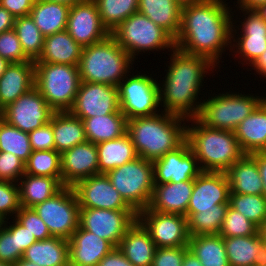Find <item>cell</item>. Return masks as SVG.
Instances as JSON below:
<instances>
[{"label":"cell","instance_id":"1","mask_svg":"<svg viewBox=\"0 0 266 266\" xmlns=\"http://www.w3.org/2000/svg\"><path fill=\"white\" fill-rule=\"evenodd\" d=\"M226 1L229 0H204L182 7L175 47L190 55L207 57L219 69H225L220 63L231 52L233 2Z\"/></svg>","mask_w":266,"mask_h":266},{"label":"cell","instance_id":"2","mask_svg":"<svg viewBox=\"0 0 266 266\" xmlns=\"http://www.w3.org/2000/svg\"><path fill=\"white\" fill-rule=\"evenodd\" d=\"M167 55L169 58L166 55L163 58L170 60L163 61L167 64L164 73L158 71L160 77H157L160 78L158 85L161 109L185 119L197 118L205 98L203 90L208 89L205 88L208 87L207 79L210 81L211 76L213 78L216 73H222L221 69L207 57L190 55L176 47Z\"/></svg>","mask_w":266,"mask_h":266},{"label":"cell","instance_id":"3","mask_svg":"<svg viewBox=\"0 0 266 266\" xmlns=\"http://www.w3.org/2000/svg\"><path fill=\"white\" fill-rule=\"evenodd\" d=\"M186 123L187 119L183 117L161 111L128 120L127 133L137 156L154 161L186 140Z\"/></svg>","mask_w":266,"mask_h":266},{"label":"cell","instance_id":"4","mask_svg":"<svg viewBox=\"0 0 266 266\" xmlns=\"http://www.w3.org/2000/svg\"><path fill=\"white\" fill-rule=\"evenodd\" d=\"M186 141L201 171L226 172L245 155L234 131L208 127L198 118L187 119Z\"/></svg>","mask_w":266,"mask_h":266},{"label":"cell","instance_id":"5","mask_svg":"<svg viewBox=\"0 0 266 266\" xmlns=\"http://www.w3.org/2000/svg\"><path fill=\"white\" fill-rule=\"evenodd\" d=\"M135 62L110 34L106 39L83 48L78 65L80 79L82 82L118 87L135 69Z\"/></svg>","mask_w":266,"mask_h":266},{"label":"cell","instance_id":"6","mask_svg":"<svg viewBox=\"0 0 266 266\" xmlns=\"http://www.w3.org/2000/svg\"><path fill=\"white\" fill-rule=\"evenodd\" d=\"M227 86L230 85H226L225 90L228 89L229 91H225L223 88V91L218 93L220 88L217 87V94L210 90L211 88L204 93L206 99L204 98L202 102L197 118L208 127L234 131L241 121L250 115L266 98V93L264 95L257 93L255 85V91L247 90L249 93L246 90L243 91V89L242 91L239 90L241 88L237 89L230 86L229 89Z\"/></svg>","mask_w":266,"mask_h":266},{"label":"cell","instance_id":"7","mask_svg":"<svg viewBox=\"0 0 266 266\" xmlns=\"http://www.w3.org/2000/svg\"><path fill=\"white\" fill-rule=\"evenodd\" d=\"M111 35L136 63L140 56L166 54L175 48L174 38L162 27L156 25L147 16L136 12L115 28ZM168 51H167V50ZM165 51V52H162ZM143 52V53H142ZM142 54V55H140Z\"/></svg>","mask_w":266,"mask_h":266},{"label":"cell","instance_id":"8","mask_svg":"<svg viewBox=\"0 0 266 266\" xmlns=\"http://www.w3.org/2000/svg\"><path fill=\"white\" fill-rule=\"evenodd\" d=\"M265 50L266 20L261 17L256 9H246L233 6L231 56L229 57L234 58V62H232V64H235L234 67L239 66V68H243L242 70H247Z\"/></svg>","mask_w":266,"mask_h":266},{"label":"cell","instance_id":"9","mask_svg":"<svg viewBox=\"0 0 266 266\" xmlns=\"http://www.w3.org/2000/svg\"><path fill=\"white\" fill-rule=\"evenodd\" d=\"M80 83L78 66L35 62L34 87L55 112L72 108Z\"/></svg>","mask_w":266,"mask_h":266},{"label":"cell","instance_id":"10","mask_svg":"<svg viewBox=\"0 0 266 266\" xmlns=\"http://www.w3.org/2000/svg\"><path fill=\"white\" fill-rule=\"evenodd\" d=\"M157 73H154L153 70L150 73V70L144 71L142 68L140 71L132 70L119 83L120 111L127 120L135 117L152 116L162 111Z\"/></svg>","mask_w":266,"mask_h":266},{"label":"cell","instance_id":"11","mask_svg":"<svg viewBox=\"0 0 266 266\" xmlns=\"http://www.w3.org/2000/svg\"><path fill=\"white\" fill-rule=\"evenodd\" d=\"M123 199L138 213L148 208L154 187L153 161L137 157L106 174Z\"/></svg>","mask_w":266,"mask_h":266},{"label":"cell","instance_id":"12","mask_svg":"<svg viewBox=\"0 0 266 266\" xmlns=\"http://www.w3.org/2000/svg\"><path fill=\"white\" fill-rule=\"evenodd\" d=\"M47 225L52 237L69 240L79 227L80 206L70 186H64L50 199L33 207Z\"/></svg>","mask_w":266,"mask_h":266},{"label":"cell","instance_id":"13","mask_svg":"<svg viewBox=\"0 0 266 266\" xmlns=\"http://www.w3.org/2000/svg\"><path fill=\"white\" fill-rule=\"evenodd\" d=\"M136 220L135 210L80 208L79 226L118 247Z\"/></svg>","mask_w":266,"mask_h":266},{"label":"cell","instance_id":"14","mask_svg":"<svg viewBox=\"0 0 266 266\" xmlns=\"http://www.w3.org/2000/svg\"><path fill=\"white\" fill-rule=\"evenodd\" d=\"M137 220L149 232L157 248L188 246L190 235L186 216L146 208L137 213Z\"/></svg>","mask_w":266,"mask_h":266},{"label":"cell","instance_id":"15","mask_svg":"<svg viewBox=\"0 0 266 266\" xmlns=\"http://www.w3.org/2000/svg\"><path fill=\"white\" fill-rule=\"evenodd\" d=\"M55 111L41 93L33 87L4 108L0 117L23 132H31L48 124Z\"/></svg>","mask_w":266,"mask_h":266},{"label":"cell","instance_id":"16","mask_svg":"<svg viewBox=\"0 0 266 266\" xmlns=\"http://www.w3.org/2000/svg\"><path fill=\"white\" fill-rule=\"evenodd\" d=\"M120 111L118 87L101 83H80L69 112L79 118L108 115Z\"/></svg>","mask_w":266,"mask_h":266},{"label":"cell","instance_id":"17","mask_svg":"<svg viewBox=\"0 0 266 266\" xmlns=\"http://www.w3.org/2000/svg\"><path fill=\"white\" fill-rule=\"evenodd\" d=\"M72 188L80 208L134 210L115 189L106 174L80 180Z\"/></svg>","mask_w":266,"mask_h":266},{"label":"cell","instance_id":"18","mask_svg":"<svg viewBox=\"0 0 266 266\" xmlns=\"http://www.w3.org/2000/svg\"><path fill=\"white\" fill-rule=\"evenodd\" d=\"M66 30L83 48L98 43L111 34L103 25L94 0L71 6Z\"/></svg>","mask_w":266,"mask_h":266},{"label":"cell","instance_id":"19","mask_svg":"<svg viewBox=\"0 0 266 266\" xmlns=\"http://www.w3.org/2000/svg\"><path fill=\"white\" fill-rule=\"evenodd\" d=\"M154 184L194 180L202 171L188 142L153 161Z\"/></svg>","mask_w":266,"mask_h":266},{"label":"cell","instance_id":"20","mask_svg":"<svg viewBox=\"0 0 266 266\" xmlns=\"http://www.w3.org/2000/svg\"><path fill=\"white\" fill-rule=\"evenodd\" d=\"M230 185L225 172L202 171L195 179L189 200L187 218L200 210L216 209L229 203Z\"/></svg>","mask_w":266,"mask_h":266},{"label":"cell","instance_id":"21","mask_svg":"<svg viewBox=\"0 0 266 266\" xmlns=\"http://www.w3.org/2000/svg\"><path fill=\"white\" fill-rule=\"evenodd\" d=\"M99 174L97 145L86 141L61 153V178L64 186Z\"/></svg>","mask_w":266,"mask_h":266},{"label":"cell","instance_id":"22","mask_svg":"<svg viewBox=\"0 0 266 266\" xmlns=\"http://www.w3.org/2000/svg\"><path fill=\"white\" fill-rule=\"evenodd\" d=\"M69 266H97L115 246L80 226L68 240Z\"/></svg>","mask_w":266,"mask_h":266},{"label":"cell","instance_id":"23","mask_svg":"<svg viewBox=\"0 0 266 266\" xmlns=\"http://www.w3.org/2000/svg\"><path fill=\"white\" fill-rule=\"evenodd\" d=\"M194 180L154 184L148 208L159 213L186 215Z\"/></svg>","mask_w":266,"mask_h":266},{"label":"cell","instance_id":"24","mask_svg":"<svg viewBox=\"0 0 266 266\" xmlns=\"http://www.w3.org/2000/svg\"><path fill=\"white\" fill-rule=\"evenodd\" d=\"M35 84V61L10 63L0 77V114Z\"/></svg>","mask_w":266,"mask_h":266},{"label":"cell","instance_id":"25","mask_svg":"<svg viewBox=\"0 0 266 266\" xmlns=\"http://www.w3.org/2000/svg\"><path fill=\"white\" fill-rule=\"evenodd\" d=\"M245 154L266 151V98L234 130Z\"/></svg>","mask_w":266,"mask_h":266},{"label":"cell","instance_id":"26","mask_svg":"<svg viewBox=\"0 0 266 266\" xmlns=\"http://www.w3.org/2000/svg\"><path fill=\"white\" fill-rule=\"evenodd\" d=\"M118 248L134 266H151L157 247L149 232L136 220L121 239Z\"/></svg>","mask_w":266,"mask_h":266},{"label":"cell","instance_id":"27","mask_svg":"<svg viewBox=\"0 0 266 266\" xmlns=\"http://www.w3.org/2000/svg\"><path fill=\"white\" fill-rule=\"evenodd\" d=\"M83 47L63 30L44 37L43 49L35 62L78 66Z\"/></svg>","mask_w":266,"mask_h":266},{"label":"cell","instance_id":"28","mask_svg":"<svg viewBox=\"0 0 266 266\" xmlns=\"http://www.w3.org/2000/svg\"><path fill=\"white\" fill-rule=\"evenodd\" d=\"M230 193L258 195L263 194V182L256 160L245 154L226 172Z\"/></svg>","mask_w":266,"mask_h":266},{"label":"cell","instance_id":"29","mask_svg":"<svg viewBox=\"0 0 266 266\" xmlns=\"http://www.w3.org/2000/svg\"><path fill=\"white\" fill-rule=\"evenodd\" d=\"M17 184L20 206L25 208H33L41 202L50 199L64 187L62 178L33 176L30 174H24Z\"/></svg>","mask_w":266,"mask_h":266},{"label":"cell","instance_id":"30","mask_svg":"<svg viewBox=\"0 0 266 266\" xmlns=\"http://www.w3.org/2000/svg\"><path fill=\"white\" fill-rule=\"evenodd\" d=\"M69 243L60 237L37 240L23 253L22 259L40 266H69Z\"/></svg>","mask_w":266,"mask_h":266},{"label":"cell","instance_id":"31","mask_svg":"<svg viewBox=\"0 0 266 266\" xmlns=\"http://www.w3.org/2000/svg\"><path fill=\"white\" fill-rule=\"evenodd\" d=\"M182 6L175 0H139L138 12L166 30L174 39L181 27Z\"/></svg>","mask_w":266,"mask_h":266},{"label":"cell","instance_id":"32","mask_svg":"<svg viewBox=\"0 0 266 266\" xmlns=\"http://www.w3.org/2000/svg\"><path fill=\"white\" fill-rule=\"evenodd\" d=\"M71 6L45 0H36L30 17L44 37L66 30Z\"/></svg>","mask_w":266,"mask_h":266},{"label":"cell","instance_id":"33","mask_svg":"<svg viewBox=\"0 0 266 266\" xmlns=\"http://www.w3.org/2000/svg\"><path fill=\"white\" fill-rule=\"evenodd\" d=\"M87 141L94 144L117 139L127 133V118L118 111L108 115L80 118Z\"/></svg>","mask_w":266,"mask_h":266},{"label":"cell","instance_id":"34","mask_svg":"<svg viewBox=\"0 0 266 266\" xmlns=\"http://www.w3.org/2000/svg\"><path fill=\"white\" fill-rule=\"evenodd\" d=\"M52 130L55 150L59 153L87 141L82 120L69 111L53 113Z\"/></svg>","mask_w":266,"mask_h":266},{"label":"cell","instance_id":"35","mask_svg":"<svg viewBox=\"0 0 266 266\" xmlns=\"http://www.w3.org/2000/svg\"><path fill=\"white\" fill-rule=\"evenodd\" d=\"M99 174H107L118 166L133 161L137 153L128 133L123 136L96 144Z\"/></svg>","mask_w":266,"mask_h":266},{"label":"cell","instance_id":"36","mask_svg":"<svg viewBox=\"0 0 266 266\" xmlns=\"http://www.w3.org/2000/svg\"><path fill=\"white\" fill-rule=\"evenodd\" d=\"M188 248L203 266H230L219 234L190 236Z\"/></svg>","mask_w":266,"mask_h":266},{"label":"cell","instance_id":"37","mask_svg":"<svg viewBox=\"0 0 266 266\" xmlns=\"http://www.w3.org/2000/svg\"><path fill=\"white\" fill-rule=\"evenodd\" d=\"M263 242L259 231L255 235L224 238L230 266H254L258 248Z\"/></svg>","mask_w":266,"mask_h":266},{"label":"cell","instance_id":"38","mask_svg":"<svg viewBox=\"0 0 266 266\" xmlns=\"http://www.w3.org/2000/svg\"><path fill=\"white\" fill-rule=\"evenodd\" d=\"M229 203L217 204L216 209L200 210L187 218L190 236L219 234Z\"/></svg>","mask_w":266,"mask_h":266},{"label":"cell","instance_id":"39","mask_svg":"<svg viewBox=\"0 0 266 266\" xmlns=\"http://www.w3.org/2000/svg\"><path fill=\"white\" fill-rule=\"evenodd\" d=\"M103 25L111 33L132 14L138 12L139 0H94Z\"/></svg>","mask_w":266,"mask_h":266},{"label":"cell","instance_id":"40","mask_svg":"<svg viewBox=\"0 0 266 266\" xmlns=\"http://www.w3.org/2000/svg\"><path fill=\"white\" fill-rule=\"evenodd\" d=\"M13 30L20 40L25 55L30 60L36 61L43 49L44 36L30 15L15 18Z\"/></svg>","mask_w":266,"mask_h":266},{"label":"cell","instance_id":"41","mask_svg":"<svg viewBox=\"0 0 266 266\" xmlns=\"http://www.w3.org/2000/svg\"><path fill=\"white\" fill-rule=\"evenodd\" d=\"M0 152L11 153L26 162L32 153L29 134L0 117Z\"/></svg>","mask_w":266,"mask_h":266},{"label":"cell","instance_id":"42","mask_svg":"<svg viewBox=\"0 0 266 266\" xmlns=\"http://www.w3.org/2000/svg\"><path fill=\"white\" fill-rule=\"evenodd\" d=\"M25 174L61 178V153L56 150L32 151L25 162Z\"/></svg>","mask_w":266,"mask_h":266},{"label":"cell","instance_id":"43","mask_svg":"<svg viewBox=\"0 0 266 266\" xmlns=\"http://www.w3.org/2000/svg\"><path fill=\"white\" fill-rule=\"evenodd\" d=\"M229 206L248 218L258 228L266 219V197L263 194L230 193Z\"/></svg>","mask_w":266,"mask_h":266},{"label":"cell","instance_id":"44","mask_svg":"<svg viewBox=\"0 0 266 266\" xmlns=\"http://www.w3.org/2000/svg\"><path fill=\"white\" fill-rule=\"evenodd\" d=\"M258 230V227L248 218L229 206L219 235L223 238L251 236Z\"/></svg>","mask_w":266,"mask_h":266},{"label":"cell","instance_id":"45","mask_svg":"<svg viewBox=\"0 0 266 266\" xmlns=\"http://www.w3.org/2000/svg\"><path fill=\"white\" fill-rule=\"evenodd\" d=\"M20 207L18 184L0 180V217L4 220L15 218Z\"/></svg>","mask_w":266,"mask_h":266},{"label":"cell","instance_id":"46","mask_svg":"<svg viewBox=\"0 0 266 266\" xmlns=\"http://www.w3.org/2000/svg\"><path fill=\"white\" fill-rule=\"evenodd\" d=\"M0 57L9 63H23L30 60L24 53L15 31L0 33Z\"/></svg>","mask_w":266,"mask_h":266},{"label":"cell","instance_id":"47","mask_svg":"<svg viewBox=\"0 0 266 266\" xmlns=\"http://www.w3.org/2000/svg\"><path fill=\"white\" fill-rule=\"evenodd\" d=\"M15 219L34 235L36 240H45L51 236L47 225L33 208L20 207Z\"/></svg>","mask_w":266,"mask_h":266},{"label":"cell","instance_id":"48","mask_svg":"<svg viewBox=\"0 0 266 266\" xmlns=\"http://www.w3.org/2000/svg\"><path fill=\"white\" fill-rule=\"evenodd\" d=\"M25 174V162L17 156L0 152V180L18 183Z\"/></svg>","mask_w":266,"mask_h":266},{"label":"cell","instance_id":"49","mask_svg":"<svg viewBox=\"0 0 266 266\" xmlns=\"http://www.w3.org/2000/svg\"><path fill=\"white\" fill-rule=\"evenodd\" d=\"M19 260L16 233H12L4 224L0 228V261L15 264Z\"/></svg>","mask_w":266,"mask_h":266},{"label":"cell","instance_id":"50","mask_svg":"<svg viewBox=\"0 0 266 266\" xmlns=\"http://www.w3.org/2000/svg\"><path fill=\"white\" fill-rule=\"evenodd\" d=\"M188 250V246L156 248L151 266H182Z\"/></svg>","mask_w":266,"mask_h":266},{"label":"cell","instance_id":"51","mask_svg":"<svg viewBox=\"0 0 266 266\" xmlns=\"http://www.w3.org/2000/svg\"><path fill=\"white\" fill-rule=\"evenodd\" d=\"M28 134L32 151L55 150L52 117L48 124H45Z\"/></svg>","mask_w":266,"mask_h":266},{"label":"cell","instance_id":"52","mask_svg":"<svg viewBox=\"0 0 266 266\" xmlns=\"http://www.w3.org/2000/svg\"><path fill=\"white\" fill-rule=\"evenodd\" d=\"M4 225L12 232L16 233L17 248H19V260L22 258L24 251L37 241L33 234L20 224L15 218L4 220Z\"/></svg>","mask_w":266,"mask_h":266},{"label":"cell","instance_id":"53","mask_svg":"<svg viewBox=\"0 0 266 266\" xmlns=\"http://www.w3.org/2000/svg\"><path fill=\"white\" fill-rule=\"evenodd\" d=\"M36 0H0V6L15 18L29 16Z\"/></svg>","mask_w":266,"mask_h":266},{"label":"cell","instance_id":"54","mask_svg":"<svg viewBox=\"0 0 266 266\" xmlns=\"http://www.w3.org/2000/svg\"><path fill=\"white\" fill-rule=\"evenodd\" d=\"M97 266H134L119 250L115 247L110 253L104 256Z\"/></svg>","mask_w":266,"mask_h":266},{"label":"cell","instance_id":"55","mask_svg":"<svg viewBox=\"0 0 266 266\" xmlns=\"http://www.w3.org/2000/svg\"><path fill=\"white\" fill-rule=\"evenodd\" d=\"M249 71L252 72L250 73ZM247 72H249V75H245L244 77V80H247V83L248 80H250V77H248L249 79H247L246 76H250L251 74L255 76V79H252L251 81L258 80L260 82L262 81L266 83V81H264V79L266 80V50L257 58V60L250 66V68H248ZM256 74L259 75V77ZM258 78H260V80Z\"/></svg>","mask_w":266,"mask_h":266},{"label":"cell","instance_id":"56","mask_svg":"<svg viewBox=\"0 0 266 266\" xmlns=\"http://www.w3.org/2000/svg\"><path fill=\"white\" fill-rule=\"evenodd\" d=\"M250 155L258 164V169L263 182V195L266 197V151H259Z\"/></svg>","mask_w":266,"mask_h":266},{"label":"cell","instance_id":"57","mask_svg":"<svg viewBox=\"0 0 266 266\" xmlns=\"http://www.w3.org/2000/svg\"><path fill=\"white\" fill-rule=\"evenodd\" d=\"M15 17L0 6V33L13 29Z\"/></svg>","mask_w":266,"mask_h":266},{"label":"cell","instance_id":"58","mask_svg":"<svg viewBox=\"0 0 266 266\" xmlns=\"http://www.w3.org/2000/svg\"><path fill=\"white\" fill-rule=\"evenodd\" d=\"M264 3H266V0H234L233 6L246 9H256Z\"/></svg>","mask_w":266,"mask_h":266},{"label":"cell","instance_id":"59","mask_svg":"<svg viewBox=\"0 0 266 266\" xmlns=\"http://www.w3.org/2000/svg\"><path fill=\"white\" fill-rule=\"evenodd\" d=\"M254 266H266V242H262L255 256Z\"/></svg>","mask_w":266,"mask_h":266},{"label":"cell","instance_id":"60","mask_svg":"<svg viewBox=\"0 0 266 266\" xmlns=\"http://www.w3.org/2000/svg\"><path fill=\"white\" fill-rule=\"evenodd\" d=\"M182 266H203L198 258L188 250L184 255Z\"/></svg>","mask_w":266,"mask_h":266},{"label":"cell","instance_id":"61","mask_svg":"<svg viewBox=\"0 0 266 266\" xmlns=\"http://www.w3.org/2000/svg\"><path fill=\"white\" fill-rule=\"evenodd\" d=\"M45 1L59 2V3L67 4L69 6H73L77 3H81V2H85V1H89V0H45Z\"/></svg>","mask_w":266,"mask_h":266},{"label":"cell","instance_id":"62","mask_svg":"<svg viewBox=\"0 0 266 266\" xmlns=\"http://www.w3.org/2000/svg\"><path fill=\"white\" fill-rule=\"evenodd\" d=\"M175 1L178 2L182 7H184V6H187V5L201 3L204 0H175Z\"/></svg>","mask_w":266,"mask_h":266},{"label":"cell","instance_id":"63","mask_svg":"<svg viewBox=\"0 0 266 266\" xmlns=\"http://www.w3.org/2000/svg\"><path fill=\"white\" fill-rule=\"evenodd\" d=\"M14 266H40L37 263H33L24 259H20L18 260L15 264H13Z\"/></svg>","mask_w":266,"mask_h":266},{"label":"cell","instance_id":"64","mask_svg":"<svg viewBox=\"0 0 266 266\" xmlns=\"http://www.w3.org/2000/svg\"><path fill=\"white\" fill-rule=\"evenodd\" d=\"M9 64L10 63L7 60L0 57V77L3 75V73L5 72V70Z\"/></svg>","mask_w":266,"mask_h":266},{"label":"cell","instance_id":"65","mask_svg":"<svg viewBox=\"0 0 266 266\" xmlns=\"http://www.w3.org/2000/svg\"><path fill=\"white\" fill-rule=\"evenodd\" d=\"M258 229L263 241L266 242V219L263 221L262 225Z\"/></svg>","mask_w":266,"mask_h":266},{"label":"cell","instance_id":"66","mask_svg":"<svg viewBox=\"0 0 266 266\" xmlns=\"http://www.w3.org/2000/svg\"><path fill=\"white\" fill-rule=\"evenodd\" d=\"M256 10L266 20V3L260 5Z\"/></svg>","mask_w":266,"mask_h":266},{"label":"cell","instance_id":"67","mask_svg":"<svg viewBox=\"0 0 266 266\" xmlns=\"http://www.w3.org/2000/svg\"><path fill=\"white\" fill-rule=\"evenodd\" d=\"M0 266H14L13 264L10 263H5L0 261Z\"/></svg>","mask_w":266,"mask_h":266},{"label":"cell","instance_id":"68","mask_svg":"<svg viewBox=\"0 0 266 266\" xmlns=\"http://www.w3.org/2000/svg\"><path fill=\"white\" fill-rule=\"evenodd\" d=\"M3 224H4V219L0 217V228L3 226Z\"/></svg>","mask_w":266,"mask_h":266}]
</instances>
